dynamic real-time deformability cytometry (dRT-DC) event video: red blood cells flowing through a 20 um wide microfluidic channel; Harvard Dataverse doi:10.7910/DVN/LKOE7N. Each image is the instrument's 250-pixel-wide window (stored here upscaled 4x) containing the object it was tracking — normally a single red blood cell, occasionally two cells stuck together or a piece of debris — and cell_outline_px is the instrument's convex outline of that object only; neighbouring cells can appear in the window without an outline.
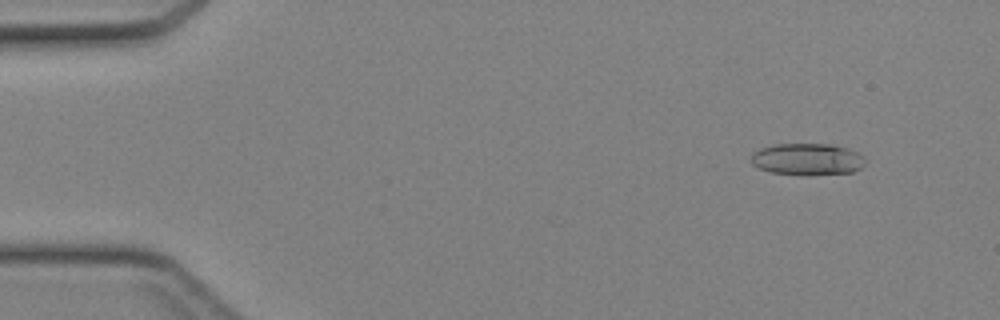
{"species": "Egyptian fruit bat (a non-hibernating species)", "species_latin": "Rousettus aegyptiacus", "temperature_condition": "cold", "stored_images_in_passage": 9, "camera_frame_rate_fps": 3000, "um_per_image_px": 0.085, "animal": {"sex": "female"}, "frame": {"image": 1, "passage_image": 5, "time_ms": 1.333, "image_size_px": [1000, 320], "cell_outline_px": [[868, 160], [860, 168], [852, 172], [772, 172], [760, 168], [752, 164], [752, 152], [760, 148], [772, 144], [832, 144], [848, 148], [864, 156]], "centroid_in_image_um": [68.64, 13.47], "position_along_channel_um": 16.4, "area_um2": 20.29}}